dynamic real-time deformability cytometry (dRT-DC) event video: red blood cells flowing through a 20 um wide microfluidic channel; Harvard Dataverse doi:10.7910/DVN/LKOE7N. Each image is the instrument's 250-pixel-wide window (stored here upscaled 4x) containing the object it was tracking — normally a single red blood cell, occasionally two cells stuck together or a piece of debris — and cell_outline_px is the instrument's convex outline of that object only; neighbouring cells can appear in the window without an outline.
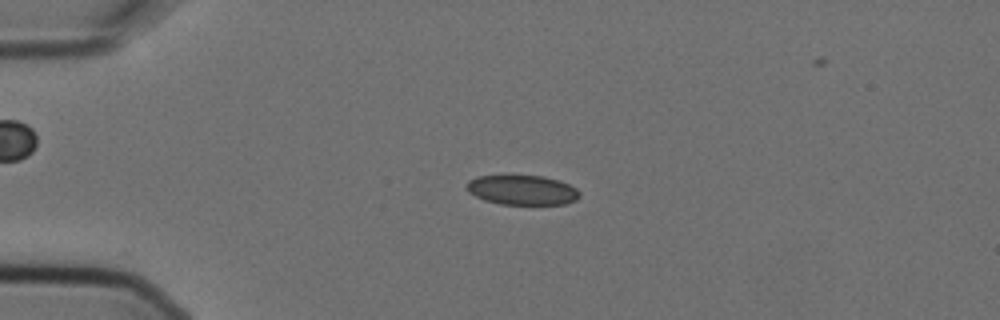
{"species": "Egyptian fruit bat (a non-hibernating species)", "species_latin": "Rousettus aegyptiacus", "temperature_condition": "cold", "stored_images_in_passage": 4, "camera_frame_rate_fps": 3000, "um_per_image_px": 0.085, "animal": {"sex": "female"}, "frame": {"image": 1, "passage_image": 2, "time_ms": 0.333, "image_size_px": [1000, 320], "cell_outline_px": [[580, 196], [576, 200], [564, 204], [500, 204], [484, 200], [468, 192], [464, 188], [464, 184], [468, 180], [476, 176], [544, 176], [560, 180], [576, 188], [580, 192]], "centroid_in_image_um": [44.36, 16.15], "position_along_channel_um": 40.6, "area_um2": 19.71}}
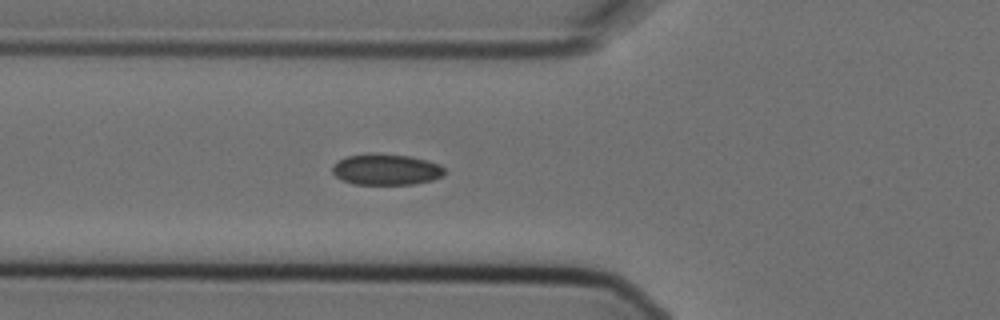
{"frame": {"image": 2, "passage_image": 4, "time_ms": 1.0, "image_size_px": [1000, 320], "cell_outline_px": [[444, 172], [440, 176], [432, 180], [412, 184], [352, 184], [340, 180], [332, 172], [332, 164], [348, 156], [408, 156], [428, 160], [440, 164], [444, 168]], "centroid_in_image_um": [32.82, 14.45], "position_along_channel_um": 93.0, "area_um2": 19.54}}